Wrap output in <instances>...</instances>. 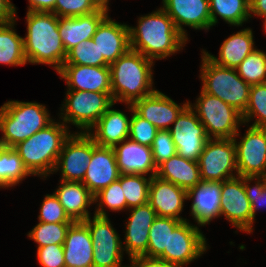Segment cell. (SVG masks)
<instances>
[{"instance_id": "6da1fadb", "label": "cell", "mask_w": 266, "mask_h": 267, "mask_svg": "<svg viewBox=\"0 0 266 267\" xmlns=\"http://www.w3.org/2000/svg\"><path fill=\"white\" fill-rule=\"evenodd\" d=\"M138 18L136 27L128 26L131 50L153 61L183 50L188 39L162 8Z\"/></svg>"}, {"instance_id": "7a4b0ae2", "label": "cell", "mask_w": 266, "mask_h": 267, "mask_svg": "<svg viewBox=\"0 0 266 267\" xmlns=\"http://www.w3.org/2000/svg\"><path fill=\"white\" fill-rule=\"evenodd\" d=\"M26 23L23 43L27 63L51 65L58 72L67 56L58 32V16L53 12L27 11Z\"/></svg>"}, {"instance_id": "3957f363", "label": "cell", "mask_w": 266, "mask_h": 267, "mask_svg": "<svg viewBox=\"0 0 266 267\" xmlns=\"http://www.w3.org/2000/svg\"><path fill=\"white\" fill-rule=\"evenodd\" d=\"M153 65V60L131 49L110 64L114 103L124 102L127 106L153 93Z\"/></svg>"}, {"instance_id": "277c9868", "label": "cell", "mask_w": 266, "mask_h": 267, "mask_svg": "<svg viewBox=\"0 0 266 267\" xmlns=\"http://www.w3.org/2000/svg\"><path fill=\"white\" fill-rule=\"evenodd\" d=\"M70 135L69 126L53 120L45 128L13 148L31 175L46 179L53 174L63 144Z\"/></svg>"}, {"instance_id": "5b68a950", "label": "cell", "mask_w": 266, "mask_h": 267, "mask_svg": "<svg viewBox=\"0 0 266 267\" xmlns=\"http://www.w3.org/2000/svg\"><path fill=\"white\" fill-rule=\"evenodd\" d=\"M54 119L45 105L10 100L0 107V146L13 148L49 125Z\"/></svg>"}, {"instance_id": "8992f818", "label": "cell", "mask_w": 266, "mask_h": 267, "mask_svg": "<svg viewBox=\"0 0 266 267\" xmlns=\"http://www.w3.org/2000/svg\"><path fill=\"white\" fill-rule=\"evenodd\" d=\"M201 52L202 65L199 75L203 83L201 90L243 113L249 101L251 86L237 74L236 69L216 65L203 51Z\"/></svg>"}, {"instance_id": "52a82bcc", "label": "cell", "mask_w": 266, "mask_h": 267, "mask_svg": "<svg viewBox=\"0 0 266 267\" xmlns=\"http://www.w3.org/2000/svg\"><path fill=\"white\" fill-rule=\"evenodd\" d=\"M197 114L209 138L233 139L239 137L243 125L242 113L216 96L201 90L194 104H188Z\"/></svg>"}, {"instance_id": "ba28073f", "label": "cell", "mask_w": 266, "mask_h": 267, "mask_svg": "<svg viewBox=\"0 0 266 267\" xmlns=\"http://www.w3.org/2000/svg\"><path fill=\"white\" fill-rule=\"evenodd\" d=\"M59 118L63 123H72L81 133H88L105 112L115 104L112 93L67 90Z\"/></svg>"}, {"instance_id": "9c48e42d", "label": "cell", "mask_w": 266, "mask_h": 267, "mask_svg": "<svg viewBox=\"0 0 266 267\" xmlns=\"http://www.w3.org/2000/svg\"><path fill=\"white\" fill-rule=\"evenodd\" d=\"M198 164L203 181L223 182L239 176L234 140L210 138L200 154Z\"/></svg>"}, {"instance_id": "30bf717a", "label": "cell", "mask_w": 266, "mask_h": 267, "mask_svg": "<svg viewBox=\"0 0 266 267\" xmlns=\"http://www.w3.org/2000/svg\"><path fill=\"white\" fill-rule=\"evenodd\" d=\"M92 239L94 267H124L121 238L108 217L94 215L83 221Z\"/></svg>"}, {"instance_id": "8fae6325", "label": "cell", "mask_w": 266, "mask_h": 267, "mask_svg": "<svg viewBox=\"0 0 266 267\" xmlns=\"http://www.w3.org/2000/svg\"><path fill=\"white\" fill-rule=\"evenodd\" d=\"M206 241L198 226L192 225L189 220L183 221L169 233L168 250H164L158 258L184 267L206 253Z\"/></svg>"}, {"instance_id": "7c38bea8", "label": "cell", "mask_w": 266, "mask_h": 267, "mask_svg": "<svg viewBox=\"0 0 266 267\" xmlns=\"http://www.w3.org/2000/svg\"><path fill=\"white\" fill-rule=\"evenodd\" d=\"M172 126L169 131L177 154L185 159L198 162L200 154L210 138L195 111L187 105Z\"/></svg>"}, {"instance_id": "4fadbf2b", "label": "cell", "mask_w": 266, "mask_h": 267, "mask_svg": "<svg viewBox=\"0 0 266 267\" xmlns=\"http://www.w3.org/2000/svg\"><path fill=\"white\" fill-rule=\"evenodd\" d=\"M92 152L93 138L88 133H71L63 144L53 173L60 170L61 180L82 182Z\"/></svg>"}, {"instance_id": "5bb4252c", "label": "cell", "mask_w": 266, "mask_h": 267, "mask_svg": "<svg viewBox=\"0 0 266 267\" xmlns=\"http://www.w3.org/2000/svg\"><path fill=\"white\" fill-rule=\"evenodd\" d=\"M233 140L238 175L266 176V128L250 126L239 142Z\"/></svg>"}, {"instance_id": "9a60e30c", "label": "cell", "mask_w": 266, "mask_h": 267, "mask_svg": "<svg viewBox=\"0 0 266 267\" xmlns=\"http://www.w3.org/2000/svg\"><path fill=\"white\" fill-rule=\"evenodd\" d=\"M220 207L221 216H225L233 227L248 234L253 232L252 208L244 189V177L222 182Z\"/></svg>"}, {"instance_id": "2e32d148", "label": "cell", "mask_w": 266, "mask_h": 267, "mask_svg": "<svg viewBox=\"0 0 266 267\" xmlns=\"http://www.w3.org/2000/svg\"><path fill=\"white\" fill-rule=\"evenodd\" d=\"M162 3L161 8L187 39L189 38L183 25L205 31L212 27L209 0H162Z\"/></svg>"}, {"instance_id": "e0dca14e", "label": "cell", "mask_w": 266, "mask_h": 267, "mask_svg": "<svg viewBox=\"0 0 266 267\" xmlns=\"http://www.w3.org/2000/svg\"><path fill=\"white\" fill-rule=\"evenodd\" d=\"M189 104V101L178 105L174 100L155 90L132 106L134 111L142 118L153 124L158 130H169L170 125L176 121L177 116Z\"/></svg>"}, {"instance_id": "ac0fdd59", "label": "cell", "mask_w": 266, "mask_h": 267, "mask_svg": "<svg viewBox=\"0 0 266 267\" xmlns=\"http://www.w3.org/2000/svg\"><path fill=\"white\" fill-rule=\"evenodd\" d=\"M129 214L126 222V231L123 250L128 254L129 259L135 256L144 255L148 249L149 230L157 217L156 212L149 203L128 209Z\"/></svg>"}, {"instance_id": "d6986e66", "label": "cell", "mask_w": 266, "mask_h": 267, "mask_svg": "<svg viewBox=\"0 0 266 267\" xmlns=\"http://www.w3.org/2000/svg\"><path fill=\"white\" fill-rule=\"evenodd\" d=\"M57 73L66 81L67 90L111 93L109 66L62 65Z\"/></svg>"}, {"instance_id": "ffe728a7", "label": "cell", "mask_w": 266, "mask_h": 267, "mask_svg": "<svg viewBox=\"0 0 266 267\" xmlns=\"http://www.w3.org/2000/svg\"><path fill=\"white\" fill-rule=\"evenodd\" d=\"M119 177L113 147L98 146L93 140L92 157L82 183L95 195Z\"/></svg>"}, {"instance_id": "44dd1931", "label": "cell", "mask_w": 266, "mask_h": 267, "mask_svg": "<svg viewBox=\"0 0 266 267\" xmlns=\"http://www.w3.org/2000/svg\"><path fill=\"white\" fill-rule=\"evenodd\" d=\"M128 26L112 20L107 15L92 37L100 51V57H104L109 65L131 49Z\"/></svg>"}, {"instance_id": "7402d4cb", "label": "cell", "mask_w": 266, "mask_h": 267, "mask_svg": "<svg viewBox=\"0 0 266 267\" xmlns=\"http://www.w3.org/2000/svg\"><path fill=\"white\" fill-rule=\"evenodd\" d=\"M221 181H203L187 191V199H192L191 216L199 226L209 225L221 216Z\"/></svg>"}, {"instance_id": "603a6c76", "label": "cell", "mask_w": 266, "mask_h": 267, "mask_svg": "<svg viewBox=\"0 0 266 267\" xmlns=\"http://www.w3.org/2000/svg\"><path fill=\"white\" fill-rule=\"evenodd\" d=\"M185 200H188L186 190L157 176L151 178L148 203L157 216L186 221L180 216Z\"/></svg>"}, {"instance_id": "cb8c5ba5", "label": "cell", "mask_w": 266, "mask_h": 267, "mask_svg": "<svg viewBox=\"0 0 266 267\" xmlns=\"http://www.w3.org/2000/svg\"><path fill=\"white\" fill-rule=\"evenodd\" d=\"M120 174H137L156 176L151 147L125 139L113 147Z\"/></svg>"}, {"instance_id": "d4e9b609", "label": "cell", "mask_w": 266, "mask_h": 267, "mask_svg": "<svg viewBox=\"0 0 266 267\" xmlns=\"http://www.w3.org/2000/svg\"><path fill=\"white\" fill-rule=\"evenodd\" d=\"M65 267H94L92 239L83 221L73 222L63 244Z\"/></svg>"}, {"instance_id": "484cf974", "label": "cell", "mask_w": 266, "mask_h": 267, "mask_svg": "<svg viewBox=\"0 0 266 267\" xmlns=\"http://www.w3.org/2000/svg\"><path fill=\"white\" fill-rule=\"evenodd\" d=\"M108 15L99 9L77 17H58V32L66 53L82 41L92 39L98 25Z\"/></svg>"}, {"instance_id": "4316f807", "label": "cell", "mask_w": 266, "mask_h": 267, "mask_svg": "<svg viewBox=\"0 0 266 267\" xmlns=\"http://www.w3.org/2000/svg\"><path fill=\"white\" fill-rule=\"evenodd\" d=\"M113 106L114 104L88 132L98 146L114 147L129 137L131 117L112 109Z\"/></svg>"}, {"instance_id": "83f0119b", "label": "cell", "mask_w": 266, "mask_h": 267, "mask_svg": "<svg viewBox=\"0 0 266 267\" xmlns=\"http://www.w3.org/2000/svg\"><path fill=\"white\" fill-rule=\"evenodd\" d=\"M55 196L68 216L75 221L87 220L91 215L87 208L94 204V195L82 182L60 180Z\"/></svg>"}, {"instance_id": "f1b7e54d", "label": "cell", "mask_w": 266, "mask_h": 267, "mask_svg": "<svg viewBox=\"0 0 266 267\" xmlns=\"http://www.w3.org/2000/svg\"><path fill=\"white\" fill-rule=\"evenodd\" d=\"M253 32L250 28H244L237 33H233L226 38L219 50V57H215L204 49L202 50L208 58L216 65L234 68L237 66L253 51L255 50Z\"/></svg>"}, {"instance_id": "f546056e", "label": "cell", "mask_w": 266, "mask_h": 267, "mask_svg": "<svg viewBox=\"0 0 266 267\" xmlns=\"http://www.w3.org/2000/svg\"><path fill=\"white\" fill-rule=\"evenodd\" d=\"M156 176L188 191L201 182L199 164L175 154L157 167Z\"/></svg>"}, {"instance_id": "4dcf8cb0", "label": "cell", "mask_w": 266, "mask_h": 267, "mask_svg": "<svg viewBox=\"0 0 266 267\" xmlns=\"http://www.w3.org/2000/svg\"><path fill=\"white\" fill-rule=\"evenodd\" d=\"M15 23L16 19L0 24V64L2 65L20 66L27 64L23 37L15 31Z\"/></svg>"}, {"instance_id": "1f68e13d", "label": "cell", "mask_w": 266, "mask_h": 267, "mask_svg": "<svg viewBox=\"0 0 266 267\" xmlns=\"http://www.w3.org/2000/svg\"><path fill=\"white\" fill-rule=\"evenodd\" d=\"M212 27L219 16L232 26H242L250 18L249 0H209Z\"/></svg>"}, {"instance_id": "d6a6232c", "label": "cell", "mask_w": 266, "mask_h": 267, "mask_svg": "<svg viewBox=\"0 0 266 267\" xmlns=\"http://www.w3.org/2000/svg\"><path fill=\"white\" fill-rule=\"evenodd\" d=\"M31 175L14 148L0 146V188H10Z\"/></svg>"}, {"instance_id": "836d02e7", "label": "cell", "mask_w": 266, "mask_h": 267, "mask_svg": "<svg viewBox=\"0 0 266 267\" xmlns=\"http://www.w3.org/2000/svg\"><path fill=\"white\" fill-rule=\"evenodd\" d=\"M182 221L171 217L157 216L149 230L148 257H159L164 250H168L169 233L172 232Z\"/></svg>"}, {"instance_id": "e575fe53", "label": "cell", "mask_w": 266, "mask_h": 267, "mask_svg": "<svg viewBox=\"0 0 266 267\" xmlns=\"http://www.w3.org/2000/svg\"><path fill=\"white\" fill-rule=\"evenodd\" d=\"M151 178L137 174H120L119 181L126 199L127 209L149 202Z\"/></svg>"}, {"instance_id": "d590c367", "label": "cell", "mask_w": 266, "mask_h": 267, "mask_svg": "<svg viewBox=\"0 0 266 267\" xmlns=\"http://www.w3.org/2000/svg\"><path fill=\"white\" fill-rule=\"evenodd\" d=\"M236 71L250 86L266 83V53L255 48L237 66Z\"/></svg>"}, {"instance_id": "8d00e7d4", "label": "cell", "mask_w": 266, "mask_h": 267, "mask_svg": "<svg viewBox=\"0 0 266 267\" xmlns=\"http://www.w3.org/2000/svg\"><path fill=\"white\" fill-rule=\"evenodd\" d=\"M242 118L245 125L256 118L251 126L266 128V83L250 87L249 101Z\"/></svg>"}, {"instance_id": "74e56055", "label": "cell", "mask_w": 266, "mask_h": 267, "mask_svg": "<svg viewBox=\"0 0 266 267\" xmlns=\"http://www.w3.org/2000/svg\"><path fill=\"white\" fill-rule=\"evenodd\" d=\"M97 204L94 215L101 217H108L105 207L111 211H122L127 210L126 199L123 194L121 183L119 180H116L109 184L106 188L100 190L97 194L94 195V203Z\"/></svg>"}, {"instance_id": "f35d334b", "label": "cell", "mask_w": 266, "mask_h": 267, "mask_svg": "<svg viewBox=\"0 0 266 267\" xmlns=\"http://www.w3.org/2000/svg\"><path fill=\"white\" fill-rule=\"evenodd\" d=\"M63 65L109 66L104 57H100L93 39L82 41L70 49Z\"/></svg>"}, {"instance_id": "ab89813d", "label": "cell", "mask_w": 266, "mask_h": 267, "mask_svg": "<svg viewBox=\"0 0 266 267\" xmlns=\"http://www.w3.org/2000/svg\"><path fill=\"white\" fill-rule=\"evenodd\" d=\"M72 223H46L39 222L28 232L27 236L44 247L49 244H64L66 233Z\"/></svg>"}, {"instance_id": "60d3db41", "label": "cell", "mask_w": 266, "mask_h": 267, "mask_svg": "<svg viewBox=\"0 0 266 267\" xmlns=\"http://www.w3.org/2000/svg\"><path fill=\"white\" fill-rule=\"evenodd\" d=\"M128 109L132 113L128 138L140 143L141 145L151 147L159 130L153 124L140 117L134 111L132 104H128Z\"/></svg>"}, {"instance_id": "b9f144b4", "label": "cell", "mask_w": 266, "mask_h": 267, "mask_svg": "<svg viewBox=\"0 0 266 267\" xmlns=\"http://www.w3.org/2000/svg\"><path fill=\"white\" fill-rule=\"evenodd\" d=\"M39 222L73 223L54 193L46 194L38 215Z\"/></svg>"}, {"instance_id": "7bdbcfd3", "label": "cell", "mask_w": 266, "mask_h": 267, "mask_svg": "<svg viewBox=\"0 0 266 267\" xmlns=\"http://www.w3.org/2000/svg\"><path fill=\"white\" fill-rule=\"evenodd\" d=\"M153 161L156 167L177 154L176 146L169 130H159L151 145Z\"/></svg>"}, {"instance_id": "ee69618b", "label": "cell", "mask_w": 266, "mask_h": 267, "mask_svg": "<svg viewBox=\"0 0 266 267\" xmlns=\"http://www.w3.org/2000/svg\"><path fill=\"white\" fill-rule=\"evenodd\" d=\"M257 180V181H255ZM255 181L252 187L250 183ZM244 189L251 203L253 223L256 210L266 206V177L265 176H244Z\"/></svg>"}, {"instance_id": "f6af8a7d", "label": "cell", "mask_w": 266, "mask_h": 267, "mask_svg": "<svg viewBox=\"0 0 266 267\" xmlns=\"http://www.w3.org/2000/svg\"><path fill=\"white\" fill-rule=\"evenodd\" d=\"M97 10L93 0H57L52 12L58 17H77Z\"/></svg>"}, {"instance_id": "bcb514c9", "label": "cell", "mask_w": 266, "mask_h": 267, "mask_svg": "<svg viewBox=\"0 0 266 267\" xmlns=\"http://www.w3.org/2000/svg\"><path fill=\"white\" fill-rule=\"evenodd\" d=\"M37 258L41 267H65L63 244L37 247Z\"/></svg>"}, {"instance_id": "7dc6e473", "label": "cell", "mask_w": 266, "mask_h": 267, "mask_svg": "<svg viewBox=\"0 0 266 267\" xmlns=\"http://www.w3.org/2000/svg\"><path fill=\"white\" fill-rule=\"evenodd\" d=\"M131 267H179L158 257H148L145 255L135 256L129 259Z\"/></svg>"}, {"instance_id": "c3c4849f", "label": "cell", "mask_w": 266, "mask_h": 267, "mask_svg": "<svg viewBox=\"0 0 266 267\" xmlns=\"http://www.w3.org/2000/svg\"><path fill=\"white\" fill-rule=\"evenodd\" d=\"M16 19V7L10 0H0V24Z\"/></svg>"}, {"instance_id": "681fc988", "label": "cell", "mask_w": 266, "mask_h": 267, "mask_svg": "<svg viewBox=\"0 0 266 267\" xmlns=\"http://www.w3.org/2000/svg\"><path fill=\"white\" fill-rule=\"evenodd\" d=\"M57 0H28V11L52 12Z\"/></svg>"}, {"instance_id": "f907efd6", "label": "cell", "mask_w": 266, "mask_h": 267, "mask_svg": "<svg viewBox=\"0 0 266 267\" xmlns=\"http://www.w3.org/2000/svg\"><path fill=\"white\" fill-rule=\"evenodd\" d=\"M249 4L250 18H252L253 15L261 18L266 17V0H249Z\"/></svg>"}, {"instance_id": "816d5d0a", "label": "cell", "mask_w": 266, "mask_h": 267, "mask_svg": "<svg viewBox=\"0 0 266 267\" xmlns=\"http://www.w3.org/2000/svg\"><path fill=\"white\" fill-rule=\"evenodd\" d=\"M93 1L99 9H104L109 11V6H108L109 0H93Z\"/></svg>"}, {"instance_id": "f5cc1de1", "label": "cell", "mask_w": 266, "mask_h": 267, "mask_svg": "<svg viewBox=\"0 0 266 267\" xmlns=\"http://www.w3.org/2000/svg\"><path fill=\"white\" fill-rule=\"evenodd\" d=\"M264 31H266V17H264Z\"/></svg>"}]
</instances>
